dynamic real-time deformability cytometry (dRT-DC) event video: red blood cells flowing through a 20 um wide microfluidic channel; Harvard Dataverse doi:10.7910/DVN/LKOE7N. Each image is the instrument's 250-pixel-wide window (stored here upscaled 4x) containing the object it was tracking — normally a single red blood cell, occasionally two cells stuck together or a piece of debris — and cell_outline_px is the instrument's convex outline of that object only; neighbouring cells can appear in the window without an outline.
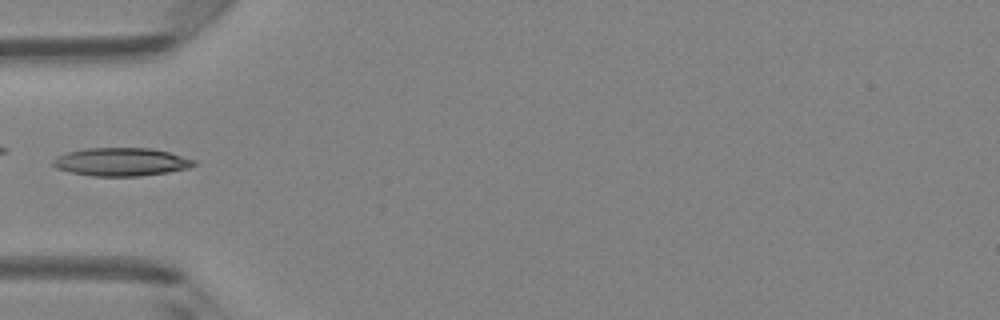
{"species": "Egyptian fruit bat (a non-hibernating species)", "species_latin": "Rousettus aegyptiacus", "temperature_condition": "room temperature", "stored_images_in_passage": 32, "camera_frame_rate_fps": 3000, "um_per_image_px": 0.085, "animal": {"sex": "female"}, "frame": {"image": 1, "passage_image": 1, "time_ms": 0.0, "image_size_px": [1000, 320], "cell_outline_px": [[200, 164], [188, 168], [168, 172], [140, 176], [92, 176], [72, 172], [56, 168], [52, 164], [52, 160], [56, 156], [68, 152], [84, 148], [152, 148], [168, 152], [196, 160]], "centroid_in_image_um": [10.32, 13.76], "position_along_channel_um": 74.7, "area_um2": 23.24}}